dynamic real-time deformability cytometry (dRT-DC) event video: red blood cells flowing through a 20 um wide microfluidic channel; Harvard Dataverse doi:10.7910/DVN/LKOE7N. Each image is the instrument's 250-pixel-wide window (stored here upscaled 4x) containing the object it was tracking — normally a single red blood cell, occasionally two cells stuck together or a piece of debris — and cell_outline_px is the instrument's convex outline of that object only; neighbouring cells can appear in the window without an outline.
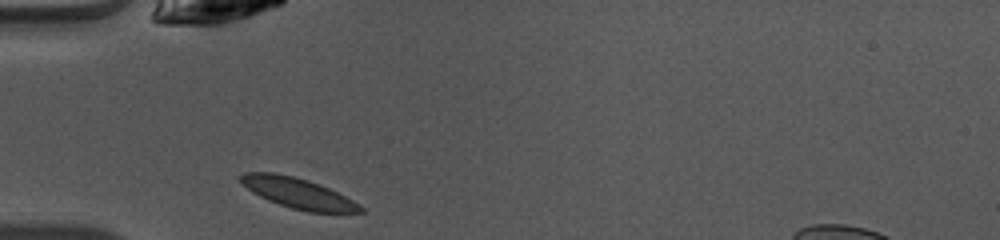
{"species": "common noctule bat (a hibernating species)", "species_latin": "Nyctalus noctula", "temperature_condition": "warm", "stored_images_in_passage": 30, "camera_frame_rate_fps": 3000, "um_per_image_px": 0.085, "animal": {"sex": "female", "body_mass_g": 10.0, "forearm_length_mm": 53.1}, "frame": {"image": 1, "passage_image": 1, "time_ms": 0.0, "image_size_px": [1000, 240], "cell_outline_px": [[364, 212], [308, 212], [292, 208], [268, 200], [252, 192], [236, 176], [244, 172], [272, 172], [292, 176], [308, 180], [328, 188], [352, 200], [364, 208]], "centroid_in_image_um": [25.29, 16.41], "position_along_channel_um": 59.7, "area_um2": 20.87}}
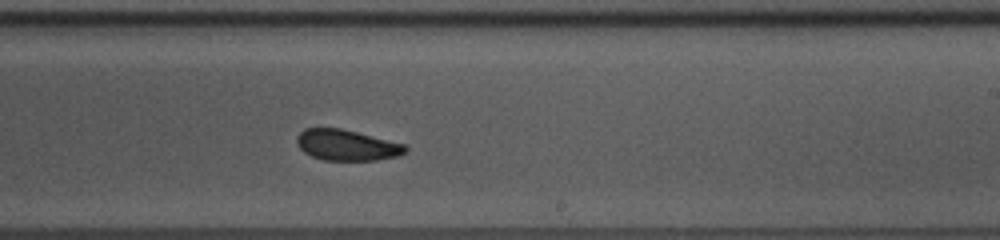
{"frame": {"image": 2, "passage_image": 16, "time_ms": 5.0, "image_size_px": [1000, 240], "cell_outline_px": [[408, 152], [396, 156], [376, 160], [324, 160], [312, 156], [304, 152], [296, 144], [296, 136], [304, 128], [340, 128], [404, 144], [408, 148]], "centroid_in_image_um": [29.45, 12.33], "position_along_channel_um": 259.6, "area_um2": 19.42}}
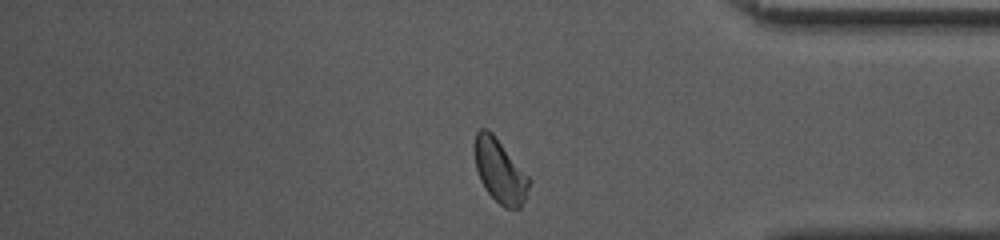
{"frame": {"image": 3, "passage_image": 27, "time_ms": 8.667, "image_size_px": [1000, 240], "cell_outline_px": [[532, 180], [524, 200], [520, 208], [504, 208], [488, 192], [480, 180], [476, 168], [472, 148], [476, 132], [480, 128], [488, 128], [492, 132]], "centroid_in_image_um": [42.46, 14.49], "position_along_channel_um": 392.7, "area_um2": 20.35}, "authors_computed_cell_mechanics": {"area_um2": 20.1144, "velocity_mm_per_s": 4.0795, "shape_relaxation_time_tau1_ms": 2.7098, "shape_relaxation_time_tau2_ms": 1.7504, "deformation_change_tau1": 0.0845, "deformation_change_tau2": 0.0621}}